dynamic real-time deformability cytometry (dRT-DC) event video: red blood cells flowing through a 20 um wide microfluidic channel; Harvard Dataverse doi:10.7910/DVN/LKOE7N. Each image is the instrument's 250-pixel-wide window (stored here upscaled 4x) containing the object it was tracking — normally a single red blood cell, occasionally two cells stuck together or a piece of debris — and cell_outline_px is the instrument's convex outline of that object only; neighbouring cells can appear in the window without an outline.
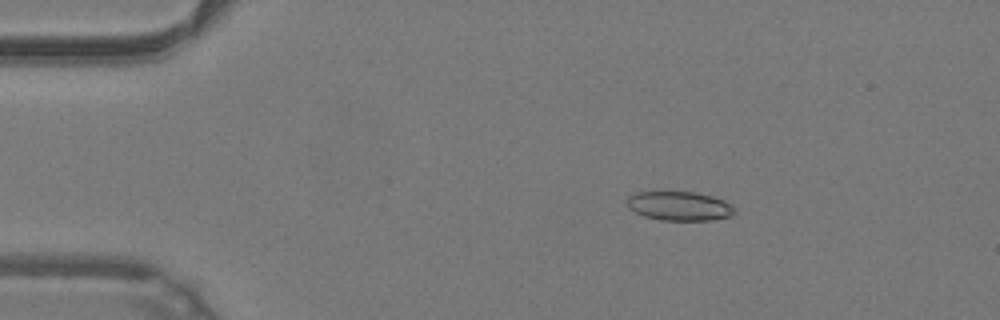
{"species": "common noctule bat (a hibernating species)", "species_latin": "Nyctalus noctula", "temperature_condition": "warm", "stored_images_in_passage": 48, "camera_frame_rate_fps": 3000, "um_per_image_px": 0.085, "animal": {"sex": "male", "body_mass_g": 19.2, "forearm_length_mm": 51.8}, "frame": {"image": 1, "passage_image": 8, "time_ms": 2.333, "image_size_px": [1000, 320], "cell_outline_px": [[736, 212], [732, 216], [712, 220], [660, 220], [644, 216], [628, 208], [628, 196], [636, 192], [656, 188], [668, 188], [696, 192], [712, 196], [724, 200], [732, 204], [736, 208]], "centroid_in_image_um": [57.73, 17.44], "position_along_channel_um": 27.3, "area_um2": 19.42}}
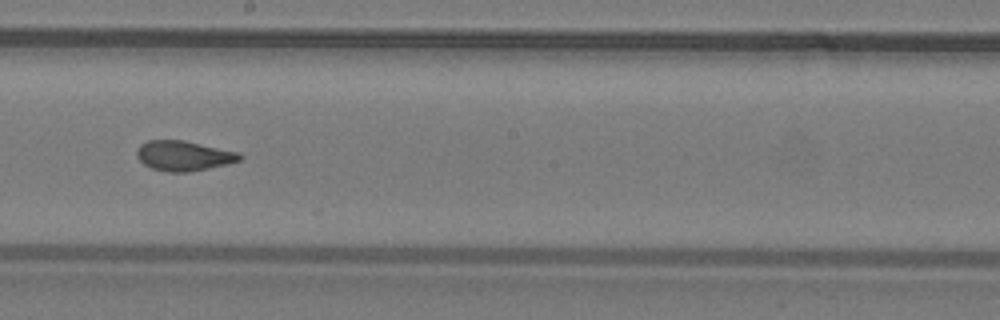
{"frame": {"image": 2, "passage_image": 27, "time_ms": 8.667, "image_size_px": [1000, 320], "cell_outline_px": [[244, 156], [240, 160], [228, 164], [188, 172], [168, 172], [152, 168], [144, 164], [136, 156], [136, 152], [140, 144], [148, 140], [184, 140], [240, 152]], "centroid_in_image_um": [15.63, 13.23], "position_along_channel_um": 232.6, "area_um2": 18.09}}
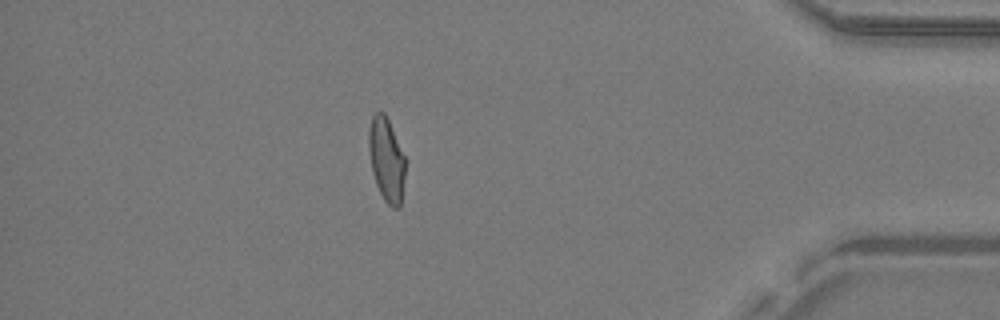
{"frame": {"image": 3, "passage_image": 42, "time_ms": 13.667, "image_size_px": [1000, 320], "cell_outline_px": [[404, 176], [400, 208], [392, 208], [384, 200], [376, 184], [372, 172], [368, 148], [368, 132], [372, 116], [376, 112], [384, 112], [388, 120], [404, 156]], "centroid_in_image_um": [32.82, 13.58], "position_along_channel_um": 402.4, "area_um2": 17.57}, "authors_computed_cell_mechanics": {"area_um2": 18.5249, "velocity_mm_per_s": 4.2835, "shape_relaxation_time_tau1_ms": null, "shape_relaxation_time_tau2_ms": 0.6824, "deformation_change_tau1": null, "deformation_change_tau2": 0.0512}}